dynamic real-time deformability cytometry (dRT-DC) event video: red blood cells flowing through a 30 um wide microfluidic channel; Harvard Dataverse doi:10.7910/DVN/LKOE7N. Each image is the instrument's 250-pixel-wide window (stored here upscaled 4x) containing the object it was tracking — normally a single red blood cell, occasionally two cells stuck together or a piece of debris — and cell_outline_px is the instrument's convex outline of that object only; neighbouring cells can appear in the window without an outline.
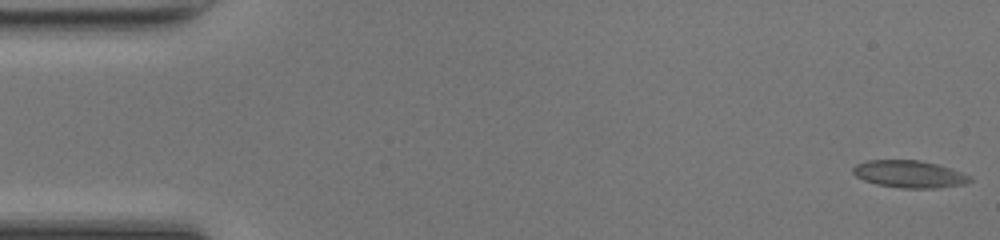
{"species": "common noctule bat (a hibernating species)", "species_latin": "Nyctalus noctula", "temperature_condition": "room temperature", "stored_images_in_passage": 48, "camera_frame_rate_fps": 3000, "um_per_image_px": 0.085, "animal": {"sex": "female", "body_mass_g": 17.0, "forearm_length_mm": 48.0}, "frame": {"image": 1, "passage_image": 1, "time_ms": 0.0, "image_size_px": [1000, 240], "cell_outline_px": [[972, 180], [964, 184], [936, 188], [900, 188], [876, 184], [864, 180], [856, 176], [852, 172], [852, 168], [856, 164], [868, 160], [920, 160], [936, 164], [972, 176]], "centroid_in_image_um": [77.27, 14.8], "position_along_channel_um": 7.7, "area_um2": 18.5}}
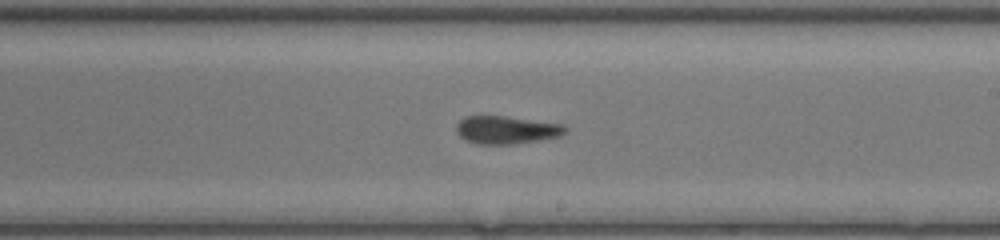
{"frame": {"image": 2, "passage_image": 28, "time_ms": 9.0, "image_size_px": [1000, 240], "cell_outline_px": [[568, 132], [560, 136], [512, 144], [476, 144], [464, 140], [456, 132], [456, 124], [464, 116], [504, 116], [564, 124], [568, 128]], "centroid_in_image_um": [43.04, 11.04], "position_along_channel_um": 246.0, "area_um2": 17.8}}
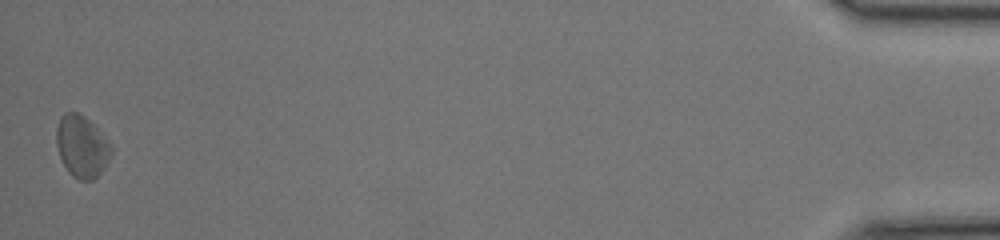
{"frame": {"image": 3, "passage_image": 48, "time_ms": 15.667, "image_size_px": [1000, 240], "cell_outline_px": [[112, 152], [104, 168], [92, 180], [80, 180], [72, 176], [68, 172], [60, 156], [56, 144], [56, 128], [60, 116], [64, 112], [80, 112], [112, 144]], "centroid_in_image_um": [6.94, 12.43], "position_along_channel_um": 428.3, "area_um2": 19.71}, "authors_computed_cell_mechanics": {"area_um2": 18.3804, "velocity_mm_per_s": 4.2704, "shape_relaxation_time_tau1_ms": 6.8051, "shape_relaxation_time_tau2_ms": 1.651, "deformation_change_tau1": 0.1561, "deformation_change_tau2": 0.0791}}